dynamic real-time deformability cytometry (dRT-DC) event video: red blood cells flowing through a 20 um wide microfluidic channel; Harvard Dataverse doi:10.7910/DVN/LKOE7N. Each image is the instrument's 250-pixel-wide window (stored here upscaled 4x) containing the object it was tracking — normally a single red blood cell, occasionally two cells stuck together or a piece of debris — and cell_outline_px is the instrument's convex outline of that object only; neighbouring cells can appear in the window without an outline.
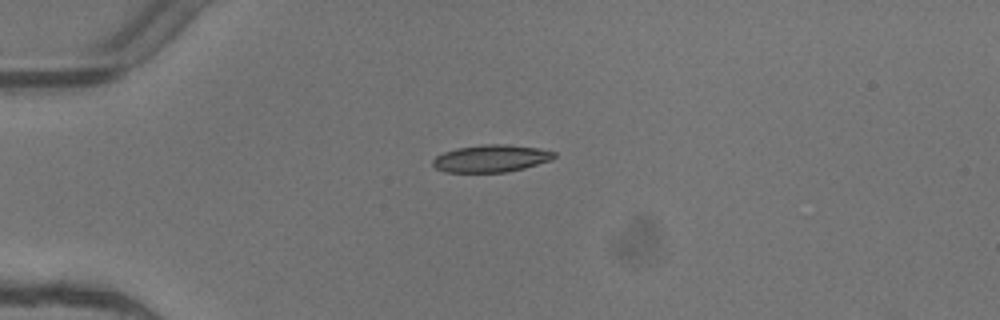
{"species": "common noctule bat (a hibernating species)", "species_latin": "Nyctalus noctula", "temperature_condition": "warm", "stored_images_in_passage": 3, "camera_frame_rate_fps": 3000, "um_per_image_px": 0.085, "animal": {"sex": "female"}, "frame": {"image": 1, "passage_image": 1, "time_ms": 0.0, "image_size_px": [1000, 320], "cell_outline_px": [[556, 156], [552, 160], [524, 168], [508, 172], [444, 172], [436, 168], [432, 164], [432, 160], [436, 156], [444, 152], [456, 148], [484, 144], [504, 144], [536, 148], [556, 152]], "centroid_in_image_um": [41.73, 13.47], "position_along_channel_um": 43.3, "area_um2": 19.31}}
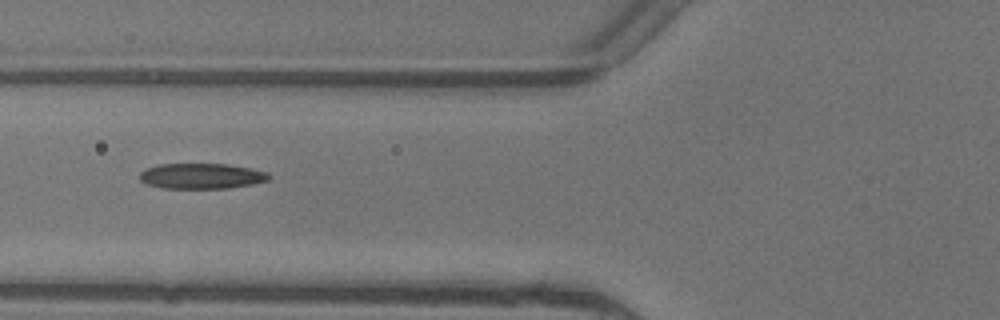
{"frame": {"image": 2, "passage_image": 3, "time_ms": 0.667, "image_size_px": [1000, 320], "cell_outline_px": [[272, 176], [268, 180], [252, 184], [228, 188], [160, 188], [144, 184], [140, 180], [140, 172], [148, 168], [160, 164], [228, 164], [268, 172]], "centroid_in_image_um": [17.11, 14.97], "position_along_channel_um": 108.7, "area_um2": 19.19}}